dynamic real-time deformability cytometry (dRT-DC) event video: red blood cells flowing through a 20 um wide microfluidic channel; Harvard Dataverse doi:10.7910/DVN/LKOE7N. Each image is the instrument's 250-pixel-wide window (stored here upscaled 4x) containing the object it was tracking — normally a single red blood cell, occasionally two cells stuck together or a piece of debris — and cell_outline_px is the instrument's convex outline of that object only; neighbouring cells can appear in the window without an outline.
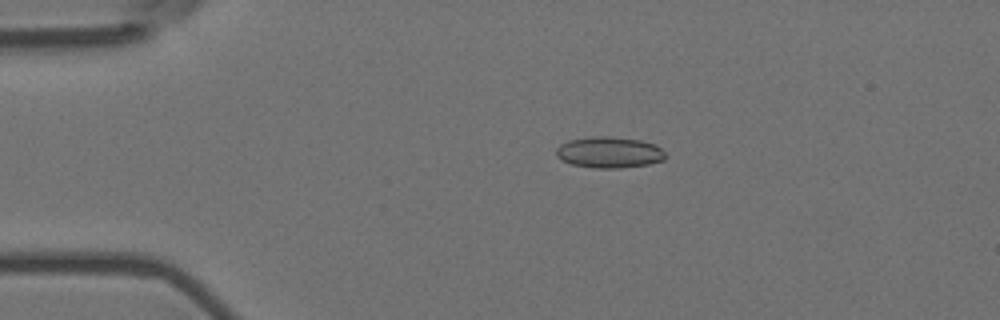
{"species": "Egyptian fruit bat (a non-hibernating species)", "species_latin": "Rousettus aegyptiacus", "temperature_condition": "room temperature", "stored_images_in_passage": 8, "camera_frame_rate_fps": 3000, "um_per_image_px": 0.085, "animal": {"sex": "female"}, "frame": {"image": 1, "passage_image": 3, "time_ms": 0.667, "image_size_px": [1000, 320], "cell_outline_px": [[668, 156], [664, 160], [648, 164], [620, 168], [592, 168], [572, 164], [560, 160], [556, 156], [556, 148], [560, 144], [568, 140], [592, 136], [608, 136], [640, 140], [656, 144]], "centroid_in_image_um": [51.77, 12.95], "position_along_channel_um": 33.2, "area_um2": 20.06}}
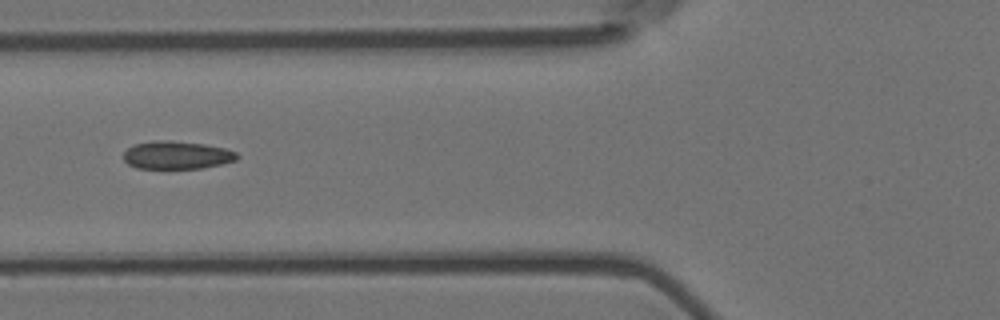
{"frame": {"image": 2, "passage_image": 6, "time_ms": 1.667, "image_size_px": [1000, 320], "cell_outline_px": [[240, 156], [236, 160], [220, 164], [200, 168], [136, 168], [128, 164], [124, 160], [124, 152], [132, 144], [152, 140], [172, 140], [204, 144], [224, 148], [236, 152]], "centroid_in_image_um": [15.0, 13.17], "position_along_channel_um": 110.8, "area_um2": 18.55}}
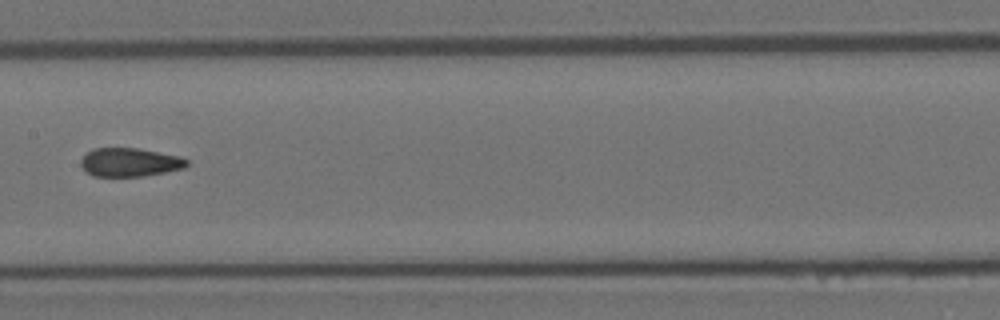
{"frame": {"image": 3, "passage_image": 8, "time_ms": 2.333, "image_size_px": [1000, 320], "cell_outline_px": [[188, 164], [184, 168], [144, 176], [92, 176], [80, 164], [80, 160], [92, 148], [136, 148], [180, 156], [188, 160]], "centroid_in_image_um": [11.03, 13.79], "position_along_channel_um": 196.4, "area_um2": 17.51}}